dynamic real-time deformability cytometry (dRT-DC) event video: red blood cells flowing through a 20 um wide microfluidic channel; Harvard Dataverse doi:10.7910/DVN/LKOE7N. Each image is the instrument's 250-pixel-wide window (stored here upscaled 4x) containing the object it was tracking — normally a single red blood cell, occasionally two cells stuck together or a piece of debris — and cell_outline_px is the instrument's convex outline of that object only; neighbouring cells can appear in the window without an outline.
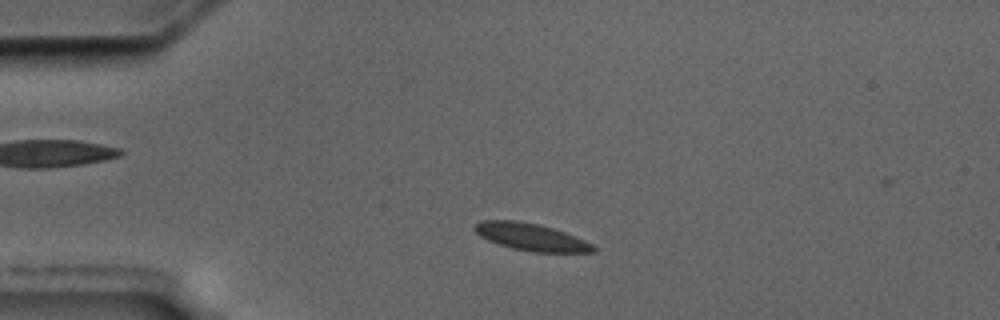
{"species": "common noctule bat (a hibernating species)", "species_latin": "Nyctalus noctula", "temperature_condition": "cold", "stored_images_in_passage": 51, "camera_frame_rate_fps": 3000, "um_per_image_px": 0.085, "animal": {"sex": "male", "body_mass_g": 17.5, "forearm_length_mm": 52.3}, "frame": {"image": 1, "passage_image": 7, "time_ms": 2.0, "image_size_px": [1000, 320], "cell_outline_px": [[596, 252], [532, 252], [512, 248], [488, 240], [480, 236], [472, 228], [480, 220], [516, 220], [536, 224], [552, 228], [564, 232], [584, 240], [592, 244], [596, 248]], "centroid_in_image_um": [45.12, 20.14], "position_along_channel_um": 39.9, "area_um2": 18.61}}
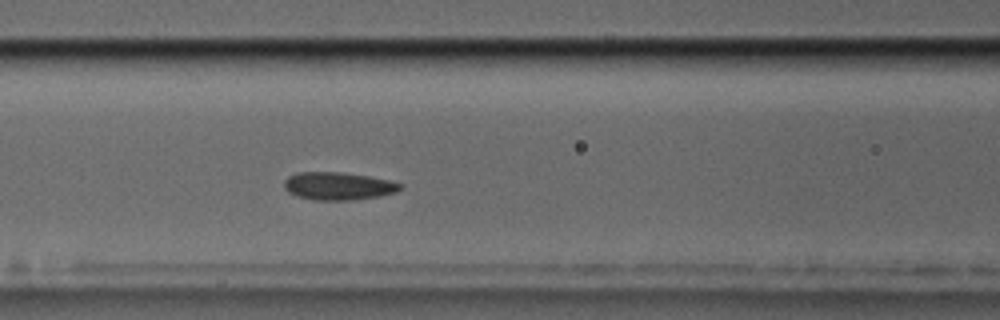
{"frame": {"image": 2, "passage_image": 18, "time_ms": 5.667, "image_size_px": [1000, 320], "cell_outline_px": [[404, 188], [396, 192], [380, 196], [352, 200], [312, 200], [296, 196], [288, 192], [284, 188], [284, 180], [288, 176], [296, 172], [340, 172], [368, 176], [388, 180], [404, 184]], "centroid_in_image_um": [28.75, 15.81], "position_along_channel_um": 137.9, "area_um2": 19.02}}
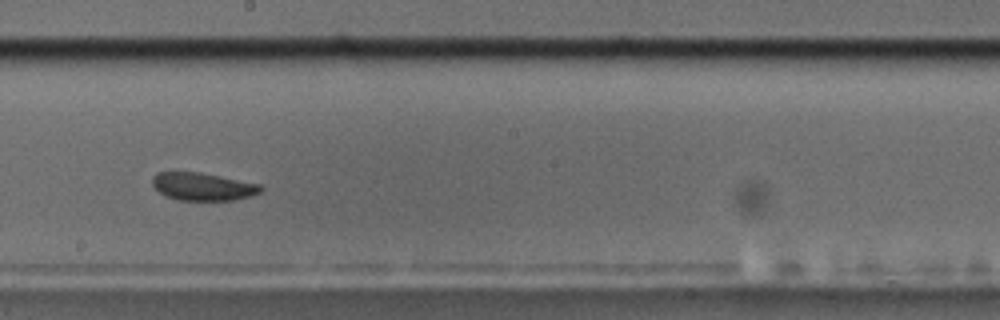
{"frame": {"image": 3, "passage_image": 26, "time_ms": 8.333, "image_size_px": [1000, 320], "cell_outline_px": [[264, 188], [260, 192], [252, 196], [236, 200], [180, 200], [164, 196], [152, 184], [152, 176], [156, 172], [200, 172], [260, 184]], "centroid_in_image_um": [17.25, 15.86], "position_along_channel_um": 231.0, "area_um2": 17.63}, "authors_computed_cell_mechanics": {"area_um2": 18.785, "velocity_mm_per_s": 3.513, "shape_relaxation_time_tau1_ms": 10.1794, "shape_relaxation_time_tau2_ms": 2.667, "deformation_change_tau1": 0.1361, "deformation_change_tau2": 0.0616}}